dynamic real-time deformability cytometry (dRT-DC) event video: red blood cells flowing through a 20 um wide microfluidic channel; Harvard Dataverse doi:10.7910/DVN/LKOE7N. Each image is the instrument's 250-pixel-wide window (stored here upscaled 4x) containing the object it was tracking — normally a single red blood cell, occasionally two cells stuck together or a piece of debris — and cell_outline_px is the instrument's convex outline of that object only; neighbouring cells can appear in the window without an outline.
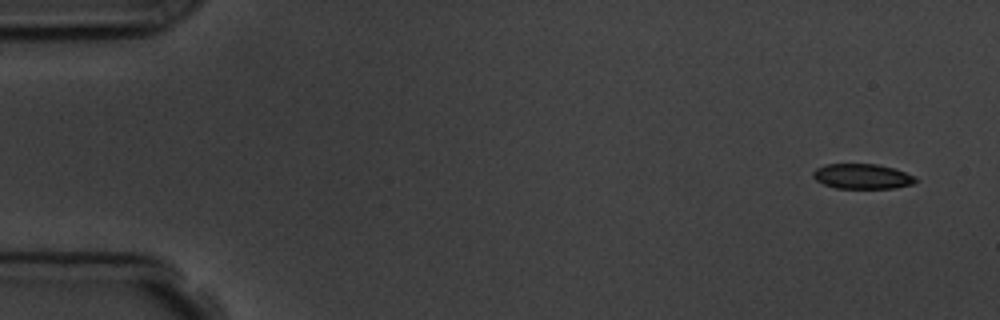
{"species": "common noctule bat (a hibernating species)", "species_latin": "Nyctalus noctula", "temperature_condition": "room temperature", "stored_images_in_passage": 5, "camera_frame_rate_fps": 3000, "um_per_image_px": 0.085, "animal": {"sex": "male", "body_mass_g": 19.5, "forearm_length_mm": 54.6}, "frame": {"image": 1, "passage_image": 1, "time_ms": 0.0, "image_size_px": [1000, 320], "cell_outline_px": [[916, 180], [912, 184], [896, 188], [836, 188], [824, 184], [816, 180], [812, 176], [812, 172], [816, 168], [824, 164], [876, 164], [892, 168], [916, 176]], "centroid_in_image_um": [73.26, 14.99], "position_along_channel_um": 11.7, "area_um2": 14.91}}
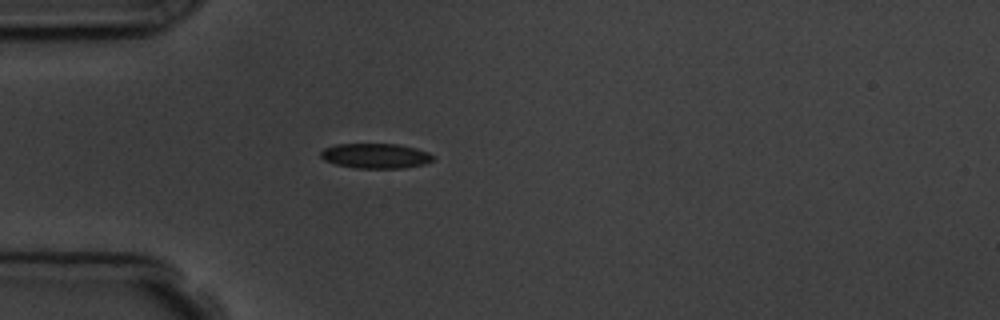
{"frame": {"image": 2, "passage_image": 5, "time_ms": 4.333, "image_size_px": [1000, 320], "cell_outline_px": [[432, 160], [424, 164], [404, 168], [356, 168], [336, 164], [324, 160], [320, 156], [320, 152], [324, 148], [336, 144], [396, 144], [416, 148], [428, 152], [432, 156]], "centroid_in_image_um": [31.9, 13.25], "position_along_channel_um": 53.1, "area_um2": 16.24}}